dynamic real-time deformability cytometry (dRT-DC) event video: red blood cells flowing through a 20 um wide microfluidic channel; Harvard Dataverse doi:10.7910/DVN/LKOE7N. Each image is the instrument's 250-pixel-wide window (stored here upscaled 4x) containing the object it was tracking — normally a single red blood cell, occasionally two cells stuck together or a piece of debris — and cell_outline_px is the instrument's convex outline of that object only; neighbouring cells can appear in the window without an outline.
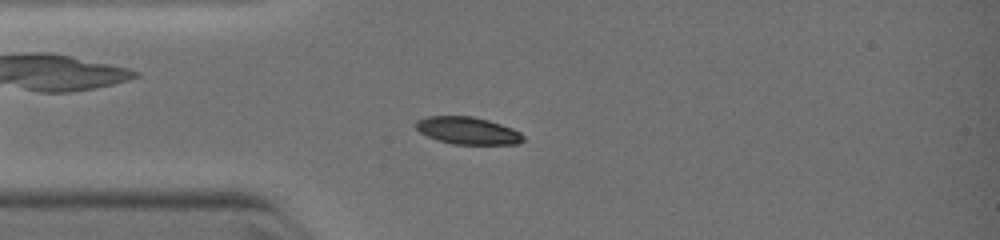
{"species": "common noctule bat (a hibernating species)", "species_latin": "Nyctalus noctula", "temperature_condition": "warm", "stored_images_in_passage": 2, "camera_frame_rate_fps": 3000, "um_per_image_px": 0.085, "animal": {"sex": "female", "body_mass_g": 19.0, "forearm_length_mm": 51.5}, "frame": {"image": 1, "passage_image": 2, "time_ms": 1.333, "image_size_px": [1000, 240], "cell_outline_px": [[524, 140], [520, 144], [452, 144], [428, 136], [420, 132], [416, 128], [416, 120], [428, 116], [472, 116], [488, 120], [512, 128], [520, 132], [524, 136]], "centroid_in_image_um": [39.78, 11.1], "position_along_channel_um": 45.2, "area_um2": 16.99}}